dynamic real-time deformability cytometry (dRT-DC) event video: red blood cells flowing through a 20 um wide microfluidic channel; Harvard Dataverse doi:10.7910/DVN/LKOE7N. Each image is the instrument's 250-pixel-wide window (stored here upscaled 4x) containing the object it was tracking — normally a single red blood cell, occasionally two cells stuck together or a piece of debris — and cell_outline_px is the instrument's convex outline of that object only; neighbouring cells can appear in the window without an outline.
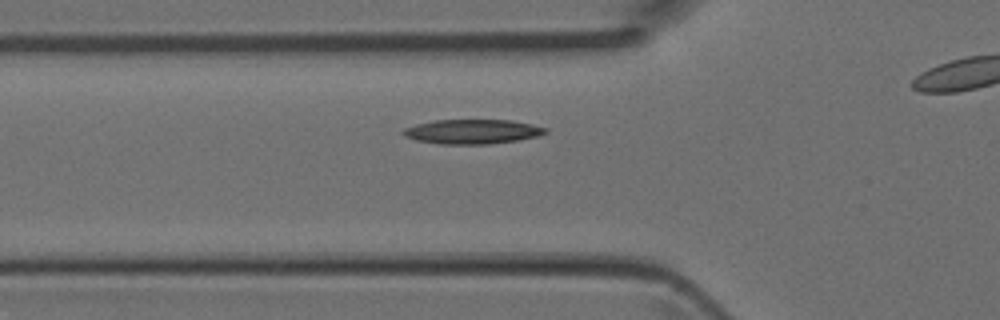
{"species": "Egyptian fruit bat (a non-hibernating species)", "species_latin": "Rousettus aegyptiacus", "temperature_condition": "room temperature", "stored_images_in_passage": 4, "camera_frame_rate_fps": 3000, "um_per_image_px": 0.085, "animal": {"sex": "female"}, "frame": {"image": 1, "passage_image": 3, "time_ms": 0.667, "image_size_px": [1000, 320], "cell_outline_px": [[548, 132], [536, 136], [516, 140], [488, 144], [440, 144], [416, 140], [404, 136], [400, 132], [404, 128], [416, 124], [432, 120], [512, 120], [532, 124], [548, 128]], "centroid_in_image_um": [40.12, 11.18], "position_along_channel_um": 85.7, "area_um2": 20.35}}